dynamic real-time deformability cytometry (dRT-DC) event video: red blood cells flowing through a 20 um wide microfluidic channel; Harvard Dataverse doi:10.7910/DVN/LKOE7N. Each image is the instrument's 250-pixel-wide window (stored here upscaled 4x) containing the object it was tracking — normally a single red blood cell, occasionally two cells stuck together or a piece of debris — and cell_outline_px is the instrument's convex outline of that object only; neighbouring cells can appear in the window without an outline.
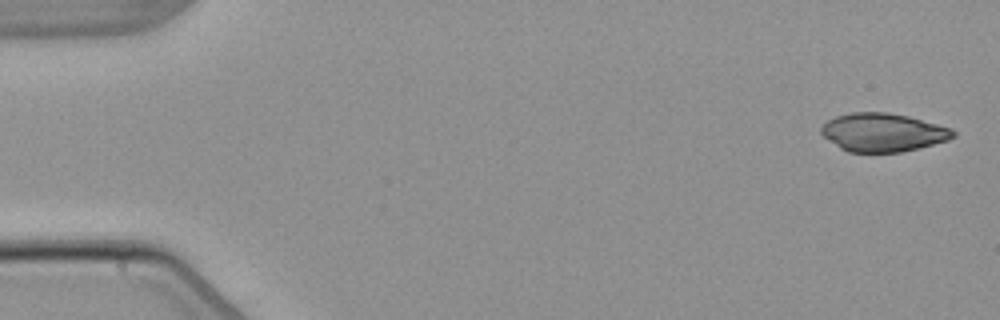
{"species": "common noctule bat (a hibernating species)", "species_latin": "Nyctalus noctula", "temperature_condition": "warm", "stored_images_in_passage": 4, "camera_frame_rate_fps": 3000, "um_per_image_px": 0.085, "animal": {"sex": "male", "body_mass_g": 21.5, "forearm_length_mm": 52.0}, "frame": {"image": 1, "passage_image": 1, "time_ms": 0.0, "image_size_px": [1000, 320], "cell_outline_px": [[956, 136], [948, 140], [920, 148], [900, 152], [848, 152], [840, 148], [824, 136], [820, 132], [820, 128], [828, 120], [836, 116], [852, 112], [888, 112], [908, 116], [952, 128], [956, 132]], "centroid_in_image_um": [75.07, 11.25], "position_along_channel_um": 9.9, "area_um2": 29.54}}
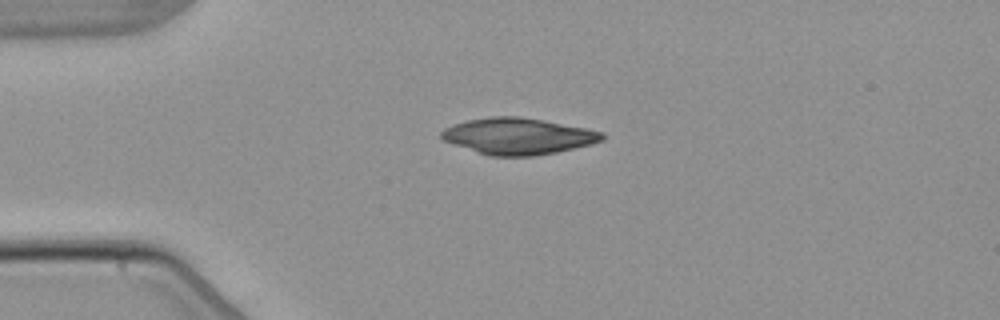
{"frame": {"image": 2, "passage_image": 4, "time_ms": 3.667, "image_size_px": [1000, 320], "cell_outline_px": [[604, 140], [592, 144], [556, 152], [536, 156], [488, 156], [440, 140], [440, 132], [444, 128], [452, 124], [468, 120], [488, 116], [520, 116], [544, 120], [588, 128], [604, 132]], "centroid_in_image_um": [44.01, 11.57], "position_along_channel_um": 41.0, "area_um2": 34.56}}